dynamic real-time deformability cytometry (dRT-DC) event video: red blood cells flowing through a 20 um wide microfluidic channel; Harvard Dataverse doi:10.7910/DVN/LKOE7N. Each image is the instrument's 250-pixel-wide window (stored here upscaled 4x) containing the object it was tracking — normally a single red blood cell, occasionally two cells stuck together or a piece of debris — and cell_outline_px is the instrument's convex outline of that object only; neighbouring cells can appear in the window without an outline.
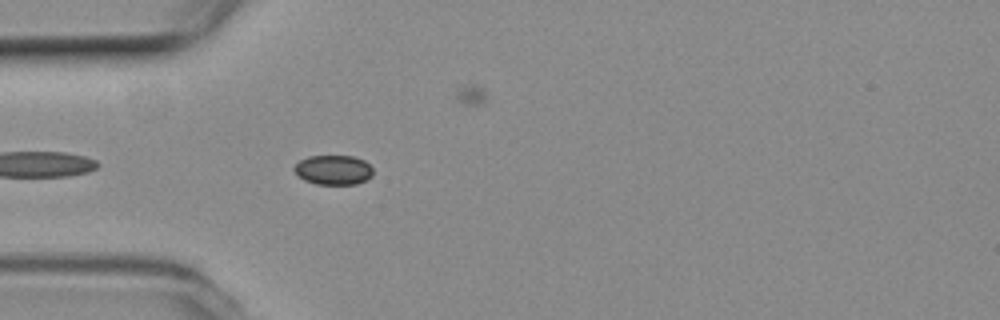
{"species": "common noctule bat (a hibernating species)", "species_latin": "Nyctalus noctula", "temperature_condition": "room temperature", "stored_images_in_passage": 13, "camera_frame_rate_fps": 3000, "um_per_image_px": 0.085, "animal": {"sex": "female", "body_mass_g": 19.3, "forearm_length_mm": 54.1}, "frame": {"image": 1, "passage_image": 3, "time_ms": 0.667, "image_size_px": [1000, 320], "cell_outline_px": [[372, 176], [368, 180], [356, 184], [316, 184], [304, 180], [292, 168], [300, 160], [308, 156], [352, 156], [364, 160], [372, 168]], "centroid_in_image_um": [28.35, 14.44], "position_along_channel_um": 56.6, "area_um2": 13.58}}